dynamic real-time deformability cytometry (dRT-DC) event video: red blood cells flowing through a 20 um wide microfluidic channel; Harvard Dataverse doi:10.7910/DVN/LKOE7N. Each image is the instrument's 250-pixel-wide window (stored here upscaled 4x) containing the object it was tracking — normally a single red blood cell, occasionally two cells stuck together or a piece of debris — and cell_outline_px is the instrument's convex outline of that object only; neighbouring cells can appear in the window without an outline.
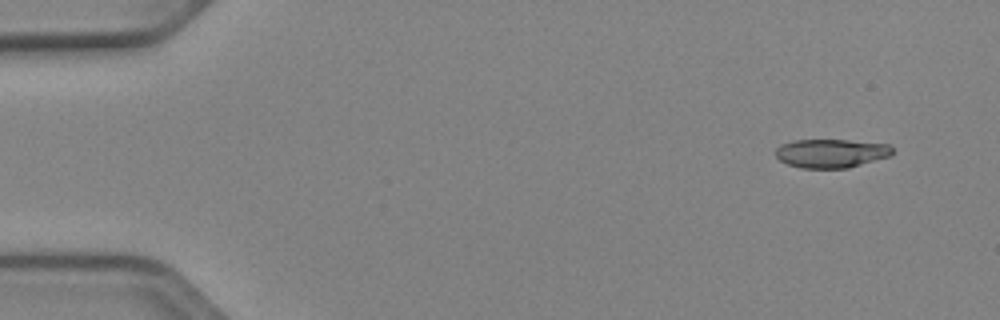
{"species": "Egyptian fruit bat (a non-hibernating species)", "species_latin": "Rousettus aegyptiacus", "temperature_condition": "cold", "stored_images_in_passage": 49, "camera_frame_rate_fps": 3000, "um_per_image_px": 0.085, "animal": {"sex": "female"}, "frame": {"image": 1, "passage_image": 1, "time_ms": 0.0, "image_size_px": [1000, 320], "cell_outline_px": [[892, 156], [848, 168], [800, 168], [788, 164], [780, 160], [776, 156], [776, 148], [780, 144], [796, 140], [848, 140], [888, 144], [892, 148]], "centroid_in_image_um": [70.66, 13.03], "position_along_channel_um": 14.3, "area_um2": 19.59}}
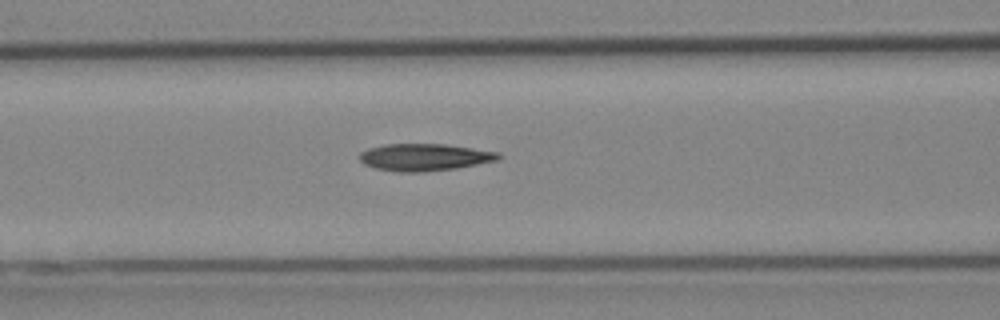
{"frame": {"image": 2, "passage_image": 19, "time_ms": 6.0, "image_size_px": [1000, 320], "cell_outline_px": [[500, 160], [456, 168], [424, 172], [400, 172], [372, 168], [364, 164], [360, 160], [360, 152], [368, 148], [384, 144], [448, 144], [500, 152]], "centroid_in_image_um": [36.09, 13.36], "position_along_channel_um": 130.5, "area_um2": 22.2}}
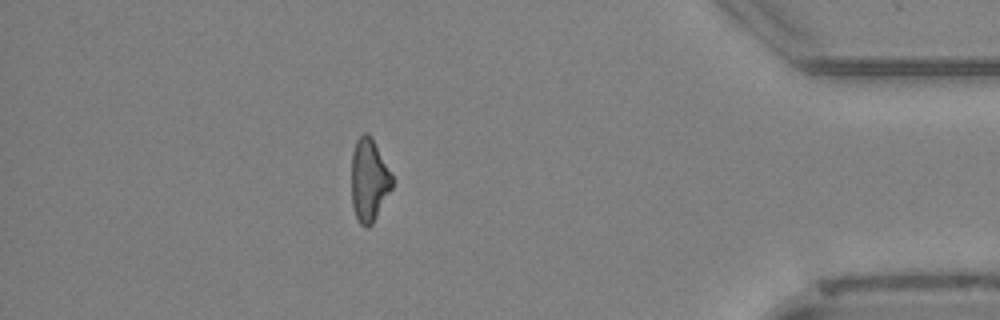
{"frame": {"image": 3, "passage_image": 43, "time_ms": 14.0, "image_size_px": [1000, 320], "cell_outline_px": [[392, 188], [372, 224], [368, 228], [364, 228], [360, 224], [356, 216], [352, 204], [352, 152], [356, 140], [364, 132], [368, 132], [372, 136], [392, 176]], "centroid_in_image_um": [31.36, 15.3], "position_along_channel_um": 403.8, "area_um2": 19.54}, "authors_computed_cell_mechanics": {"area_um2": 20.8658, "velocity_mm_per_s": 3.9295, "shape_relaxation_time_tau1_ms": 7.7166, "shape_relaxation_time_tau2_ms": 7.2581, "deformation_change_tau1": 0.1863, "deformation_change_tau2": 0.1886}}